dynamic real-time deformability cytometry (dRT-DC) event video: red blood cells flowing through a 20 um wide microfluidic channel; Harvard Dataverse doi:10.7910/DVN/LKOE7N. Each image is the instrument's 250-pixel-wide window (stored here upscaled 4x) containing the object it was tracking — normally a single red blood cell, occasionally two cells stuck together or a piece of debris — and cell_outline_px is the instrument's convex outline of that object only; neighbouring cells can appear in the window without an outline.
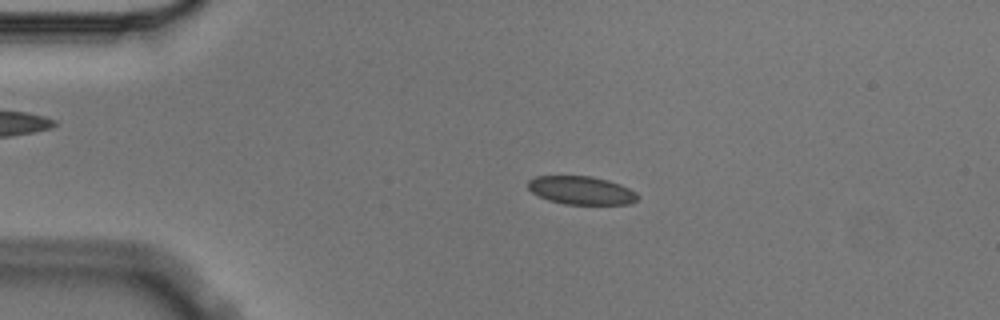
{"species": "Egyptian fruit bat (a non-hibernating species)", "species_latin": "Rousettus aegyptiacus", "temperature_condition": "cold", "stored_images_in_passage": 14, "camera_frame_rate_fps": 3000, "um_per_image_px": 0.085, "animal": {"sex": "male"}, "frame": {"image": 1, "passage_image": 3, "time_ms": 0.667, "image_size_px": [1000, 320], "cell_outline_px": [[640, 196], [636, 200], [628, 204], [564, 204], [548, 200], [532, 192], [528, 188], [528, 180], [536, 176], [592, 176], [608, 180], [620, 184], [636, 192]], "centroid_in_image_um": [49.41, 16.18], "position_along_channel_um": 35.6, "area_um2": 18.03}}
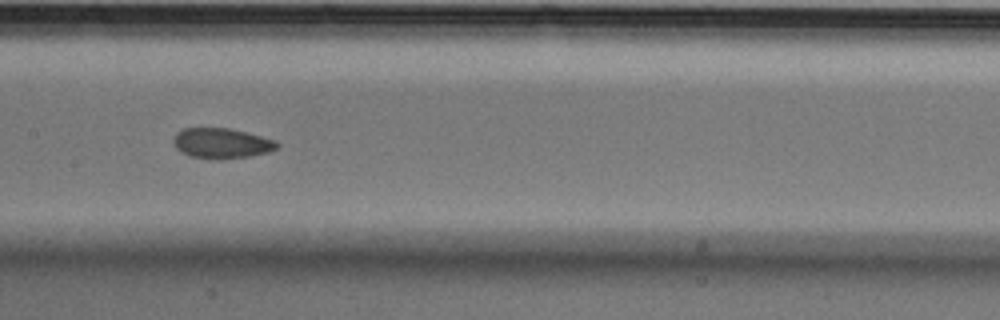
{"frame": {"image": 2, "passage_image": 7, "time_ms": 2.0, "image_size_px": [1000, 320], "cell_outline_px": [[280, 144], [276, 148], [268, 152], [248, 156], [220, 160], [216, 160], [188, 156], [180, 152], [172, 144], [172, 140], [176, 132], [184, 128], [228, 128], [276, 140]], "centroid_in_image_um": [18.77, 12.19], "position_along_channel_um": 188.6, "area_um2": 18.44}}
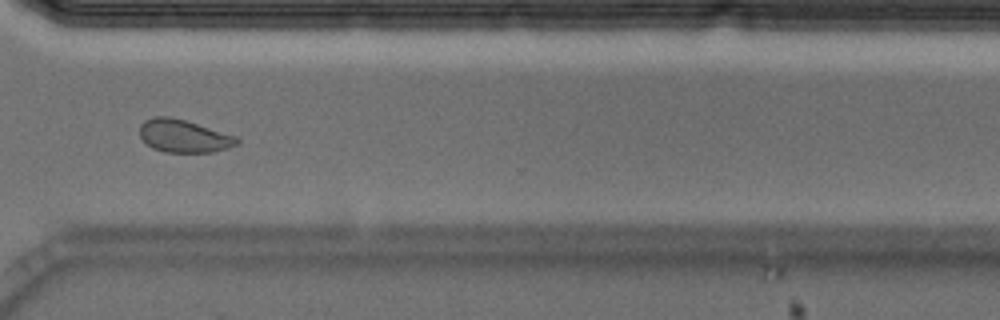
{"frame": {"image": 3, "passage_image": 11, "time_ms": 3.333, "image_size_px": [1000, 320], "cell_outline_px": [[240, 144], [228, 148], [212, 152], [164, 152], [152, 148], [140, 136], [140, 124], [144, 120], [156, 116], [172, 116], [236, 136], [240, 140]], "centroid_in_image_um": [15.63, 11.56], "position_along_channel_um": 355.0, "area_um2": 18.61}}